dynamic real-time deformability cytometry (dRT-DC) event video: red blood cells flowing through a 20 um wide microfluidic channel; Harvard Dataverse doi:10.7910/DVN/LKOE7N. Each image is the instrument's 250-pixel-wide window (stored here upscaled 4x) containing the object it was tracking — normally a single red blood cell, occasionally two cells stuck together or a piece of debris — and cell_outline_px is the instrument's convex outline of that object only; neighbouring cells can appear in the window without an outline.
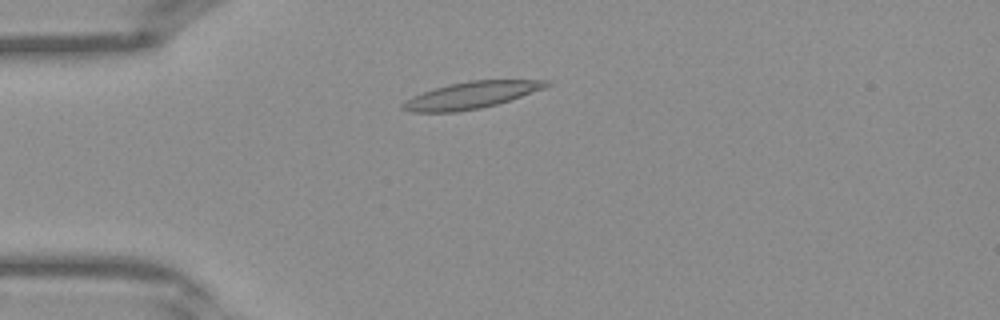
{"species": "Egyptian fruit bat (a non-hibernating species)", "species_latin": "Rousettus aegyptiacus", "temperature_condition": "warm", "stored_images_in_passage": 38, "camera_frame_rate_fps": 3000, "um_per_image_px": 0.085, "frame": {"image": 1, "passage_image": 8, "time_ms": 2.333, "image_size_px": [1000, 320], "cell_outline_px": [[552, 84], [544, 88], [496, 104], [480, 108], [456, 112], [412, 112], [400, 108], [400, 104], [412, 96], [436, 88], [452, 84], [472, 80], [552, 80]], "centroid_in_image_um": [40.04, 8.09], "position_along_channel_um": 45.0, "area_um2": 22.08}}
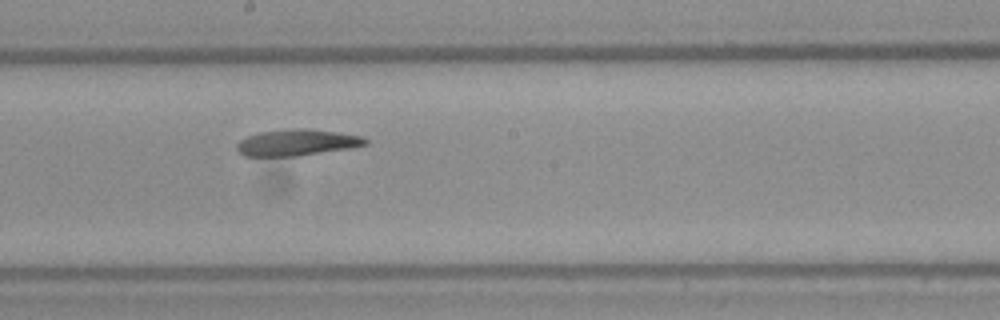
{"frame": {"image": 2, "passage_image": 20, "time_ms": 6.333, "image_size_px": [1000, 320], "cell_outline_px": [[368, 144], [352, 148], [296, 156], [244, 156], [236, 148], [236, 144], [240, 140], [256, 132], [300, 128], [308, 128], [336, 132], [360, 136], [368, 140]], "centroid_in_image_um": [25.23, 12.11], "position_along_channel_um": 223.0, "area_um2": 19.71}}
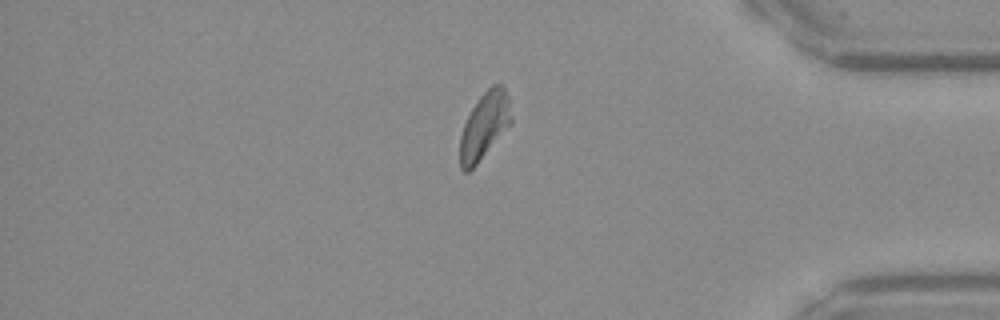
{"frame": {"image": 3, "passage_image": 32, "time_ms": 10.333, "image_size_px": [1000, 320], "cell_outline_px": [[512, 124], [476, 164], [468, 172], [464, 172], [460, 168], [460, 136], [464, 124], [472, 108], [480, 96], [492, 84], [504, 84], [508, 96], [512, 116]], "centroid_in_image_um": [41.2, 10.67], "position_along_channel_um": 394.0, "area_um2": 19.94}}